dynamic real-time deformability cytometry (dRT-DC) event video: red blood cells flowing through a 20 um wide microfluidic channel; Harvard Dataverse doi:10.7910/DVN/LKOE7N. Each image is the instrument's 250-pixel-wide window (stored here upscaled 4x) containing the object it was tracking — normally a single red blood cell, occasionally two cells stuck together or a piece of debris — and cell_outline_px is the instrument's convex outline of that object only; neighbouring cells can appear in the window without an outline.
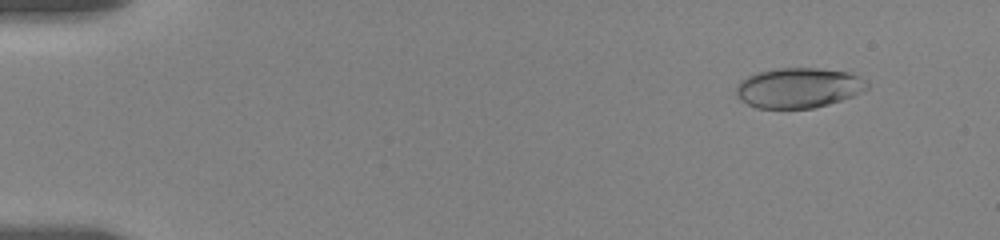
{"species": "human", "species_latin": "Homo sapiens", "temperature_condition": "room temperature", "stored_images_in_passage": 50, "camera_frame_rate_fps": 3000, "um_per_image_px": 0.085, "donor": {"sex": "female"}, "frame": {"image": 1, "passage_image": 4, "time_ms": 1.667, "image_size_px": [1000, 240], "cell_outline_px": [[868, 88], [852, 96], [828, 104], [812, 108], [756, 108], [740, 100], [736, 96], [736, 84], [740, 80], [756, 72], [776, 68], [816, 68], [848, 72], [860, 76], [868, 84]], "centroid_in_image_um": [67.83, 7.46], "position_along_channel_um": 17.2, "area_um2": 30.63}}
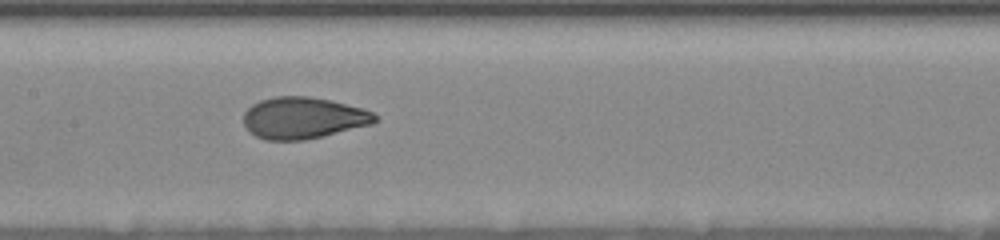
{"frame": {"image": 2, "passage_image": 32, "time_ms": 9.667, "image_size_px": [1000, 240], "cell_outline_px": [[376, 120], [372, 124], [304, 140], [264, 140], [248, 132], [244, 124], [244, 112], [252, 104], [260, 100], [276, 96], [308, 96], [332, 100], [364, 108], [372, 112], [376, 116]], "centroid_in_image_um": [25.74, 10.01], "position_along_channel_um": 181.7, "area_um2": 31.91}}
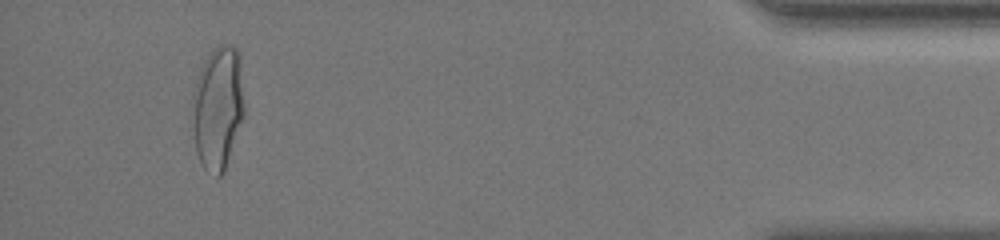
{"frame": {"image": 3, "passage_image": 48, "time_ms": 18.0, "image_size_px": [1000, 240], "cell_outline_px": [[244, 116], [224, 172], [220, 176], [216, 176], [204, 168], [196, 152], [192, 100], [192, 92], [196, 80], [204, 60], [212, 48], [220, 44], [228, 44], [236, 48], [240, 56], [244, 104]], "centroid_in_image_um": [18.53, 9.12], "position_along_channel_um": 416.7, "area_um2": 37.4}, "authors_computed_cell_mechanics": {"area_um2": 32.0501, "velocity_mm_per_s": 3.5282, "shape_relaxation_time_tau1_ms": 4.6383, "shape_relaxation_time_tau2_ms": 0.6811, "deformation_change_tau1": 0.1699, "deformation_change_tau2": 0.0603}}